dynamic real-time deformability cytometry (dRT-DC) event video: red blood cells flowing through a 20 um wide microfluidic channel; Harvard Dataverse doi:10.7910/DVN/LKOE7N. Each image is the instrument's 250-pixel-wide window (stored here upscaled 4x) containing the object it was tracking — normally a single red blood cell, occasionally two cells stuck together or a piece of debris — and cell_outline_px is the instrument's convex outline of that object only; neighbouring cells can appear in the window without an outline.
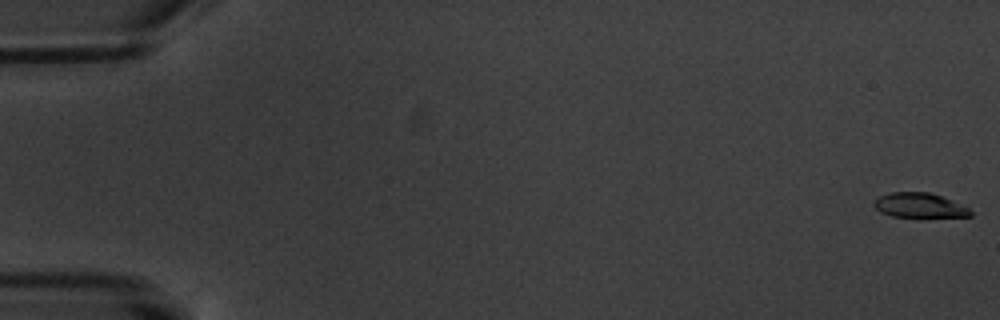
{"species": "common noctule bat (a hibernating species)", "species_latin": "Nyctalus noctula", "temperature_condition": "warm", "stored_images_in_passage": 5, "camera_frame_rate_fps": 3000, "um_per_image_px": 0.085, "animal": {"sex": "male", "body_mass_g": 20.1, "forearm_length_mm": 53.5}, "frame": {"image": 1, "passage_image": 1, "time_ms": 0.0, "image_size_px": [1000, 320], "cell_outline_px": [[972, 216], [924, 220], [892, 216], [880, 212], [872, 204], [872, 200], [880, 196], [892, 192], [928, 192], [940, 196], [968, 208], [972, 212]], "centroid_in_image_um": [78.15, 17.52], "position_along_channel_um": 6.9, "area_um2": 14.62}}
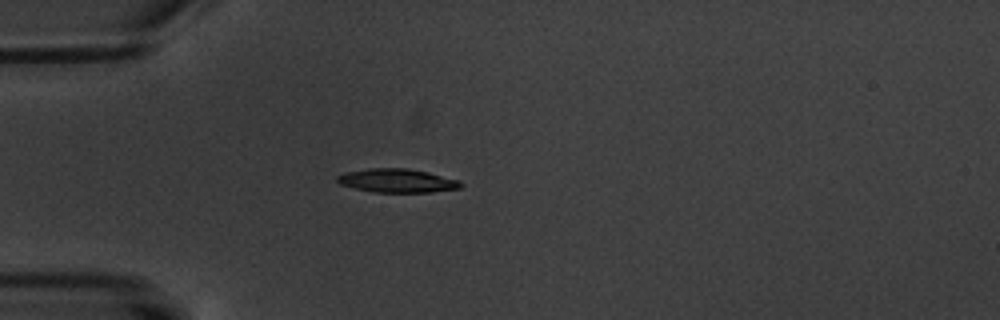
{"frame": {"image": 2, "passage_image": 5, "time_ms": 5.667, "image_size_px": [1000, 320], "cell_outline_px": [[464, 184], [460, 188], [432, 192], [372, 192], [340, 184], [336, 180], [336, 176], [344, 172], [372, 168], [408, 168], [428, 172], [460, 180]], "centroid_in_image_um": [33.77, 15.35], "position_along_channel_um": 51.2, "area_um2": 17.11}}